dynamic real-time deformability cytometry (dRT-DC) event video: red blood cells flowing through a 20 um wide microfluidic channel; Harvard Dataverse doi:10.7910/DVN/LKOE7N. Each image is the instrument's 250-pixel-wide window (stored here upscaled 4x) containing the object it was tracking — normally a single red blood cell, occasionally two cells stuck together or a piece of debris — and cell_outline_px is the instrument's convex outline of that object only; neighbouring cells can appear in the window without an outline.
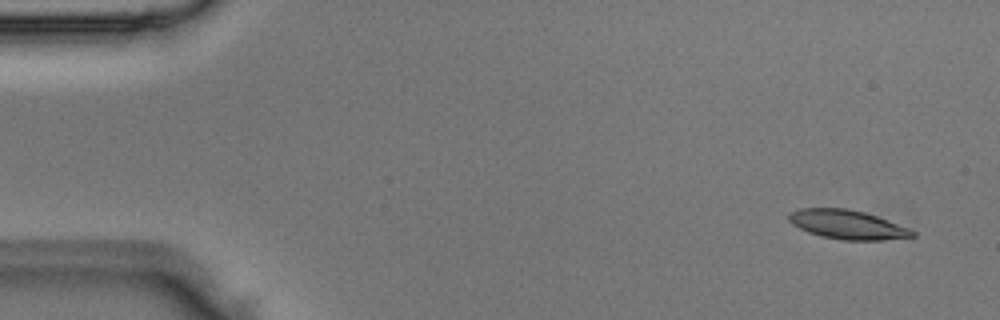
{"species": "Egyptian fruit bat (a non-hibernating species)", "species_latin": "Rousettus aegyptiacus", "temperature_condition": "room temperature", "stored_images_in_passage": 4, "camera_frame_rate_fps": 3000, "um_per_image_px": 0.085, "animal": {"sex": "male"}, "frame": {"image": 1, "passage_image": 1, "time_ms": 0.0, "image_size_px": [1000, 320], "cell_outline_px": [[916, 236], [880, 240], [844, 240], [820, 236], [808, 232], [792, 224], [788, 220], [788, 212], [800, 208], [848, 208], [864, 212], [876, 216], [908, 228], [916, 232]], "centroid_in_image_um": [71.98, 19.08], "position_along_channel_um": 13.0, "area_um2": 20.87}}